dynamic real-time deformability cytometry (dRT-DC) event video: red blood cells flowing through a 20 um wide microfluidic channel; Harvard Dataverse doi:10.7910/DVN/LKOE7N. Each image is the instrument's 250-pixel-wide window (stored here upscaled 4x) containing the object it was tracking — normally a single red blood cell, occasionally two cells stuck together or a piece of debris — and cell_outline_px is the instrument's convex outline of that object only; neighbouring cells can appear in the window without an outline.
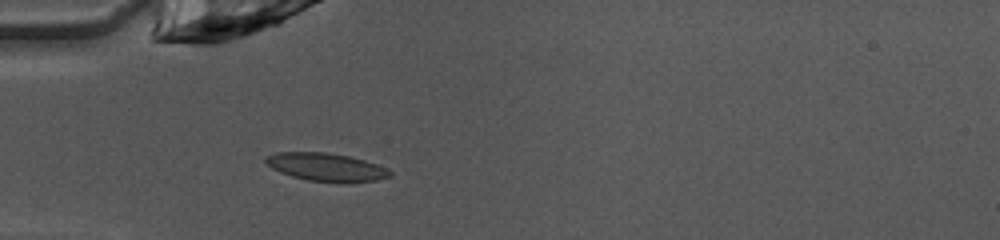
{"species": "common noctule bat (a hibernating species)", "species_latin": "Nyctalus noctula", "temperature_condition": "warm", "stored_images_in_passage": 35, "camera_frame_rate_fps": 3000, "um_per_image_px": 0.085, "animal": {"sex": "female", "body_mass_g": 10.0, "forearm_length_mm": 53.1}, "frame": {"image": 1, "passage_image": 1, "time_ms": 0.0, "image_size_px": [1000, 240], "cell_outline_px": [[392, 176], [376, 180], [348, 184], [344, 184], [308, 180], [292, 176], [280, 172], [272, 168], [264, 160], [264, 156], [276, 152], [324, 152], [348, 156], [364, 160], [376, 164], [392, 172]], "centroid_in_image_um": [27.72, 14.22], "position_along_channel_um": 57.3, "area_um2": 20.52}}
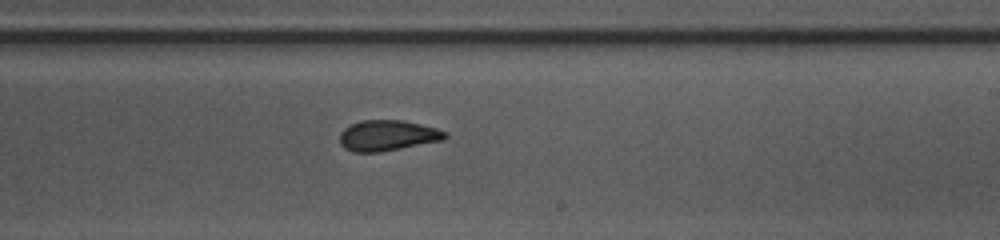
{"frame": {"image": 2, "passage_image": 16, "time_ms": 5.0, "image_size_px": [1000, 240], "cell_outline_px": [[448, 136], [444, 140], [380, 152], [352, 152], [344, 148], [340, 144], [340, 132], [344, 128], [360, 120], [404, 120], [436, 128], [448, 132]], "centroid_in_image_um": [32.95, 11.52], "position_along_channel_um": 256.1, "area_um2": 18.96}}
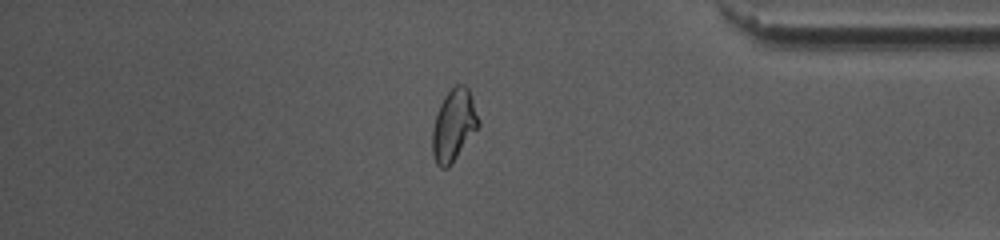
{"frame": {"image": 3, "passage_image": 28, "time_ms": 9.0, "image_size_px": [1000, 240], "cell_outline_px": [[480, 124], [452, 164], [448, 168], [440, 168], [436, 164], [432, 152], [432, 128], [440, 104], [444, 96], [456, 84], [464, 84], [468, 88], [480, 120]], "centroid_in_image_um": [38.56, 10.66], "position_along_channel_um": 396.6, "area_um2": 19.25}, "authors_computed_cell_mechanics": {"area_um2": 19.2474, "velocity_mm_per_s": 4.0633, "shape_relaxation_time_tau1_ms": 5.9333, "shape_relaxation_time_tau2_ms": 1.3288, "deformation_change_tau1": 0.187, "deformation_change_tau2": 0.0659}}